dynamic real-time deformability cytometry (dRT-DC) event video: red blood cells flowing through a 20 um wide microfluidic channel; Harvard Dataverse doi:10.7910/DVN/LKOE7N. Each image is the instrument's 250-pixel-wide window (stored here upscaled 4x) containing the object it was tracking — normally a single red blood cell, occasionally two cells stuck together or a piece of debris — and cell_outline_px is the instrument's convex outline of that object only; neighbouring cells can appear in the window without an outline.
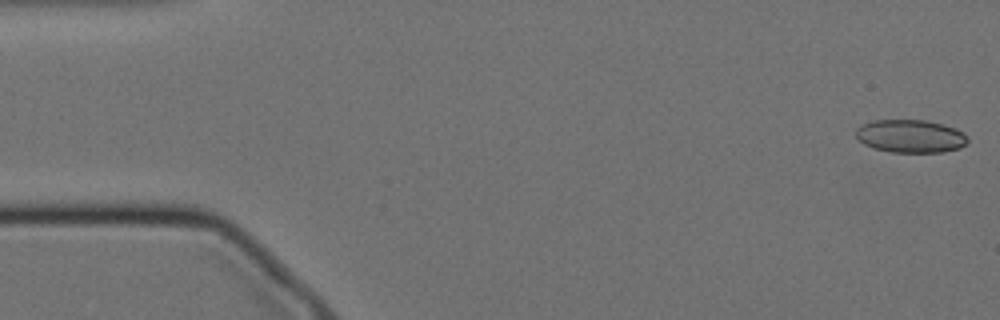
{"species": "Egyptian fruit bat (a non-hibernating species)", "species_latin": "Rousettus aegyptiacus", "temperature_condition": "cold", "stored_images_in_passage": 57, "camera_frame_rate_fps": 3000, "um_per_image_px": 0.085, "animal": {"sex": "female"}, "frame": {"image": 1, "passage_image": 1, "time_ms": 0.0, "image_size_px": [1000, 320], "cell_outline_px": [[968, 140], [960, 148], [944, 152], [892, 152], [872, 148], [864, 144], [856, 136], [856, 128], [860, 124], [872, 120], [924, 120], [956, 128], [964, 132], [968, 136]], "centroid_in_image_um": [77.38, 11.57], "position_along_channel_um": 7.6, "area_um2": 21.62}}
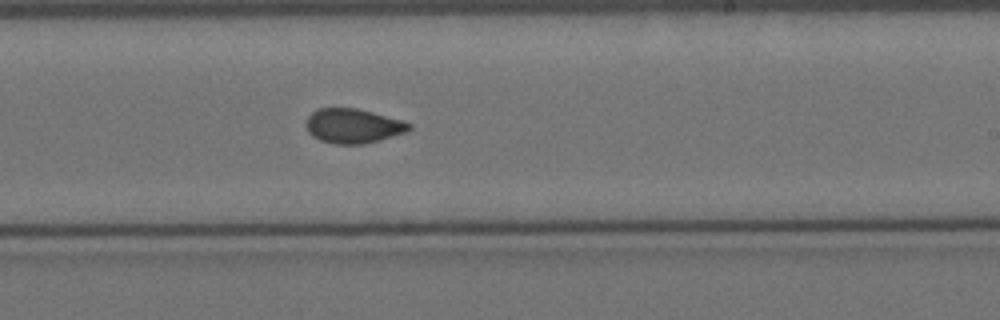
{"frame": {"image": 2, "passage_image": 33, "time_ms": 10.667, "image_size_px": [1000, 320], "cell_outline_px": [[412, 128], [408, 132], [380, 140], [364, 144], [332, 144], [320, 140], [312, 136], [308, 132], [304, 124], [308, 116], [316, 108], [356, 108], [404, 120], [412, 124]], "centroid_in_image_um": [30.02, 10.71], "position_along_channel_um": 259.0, "area_um2": 21.1}}
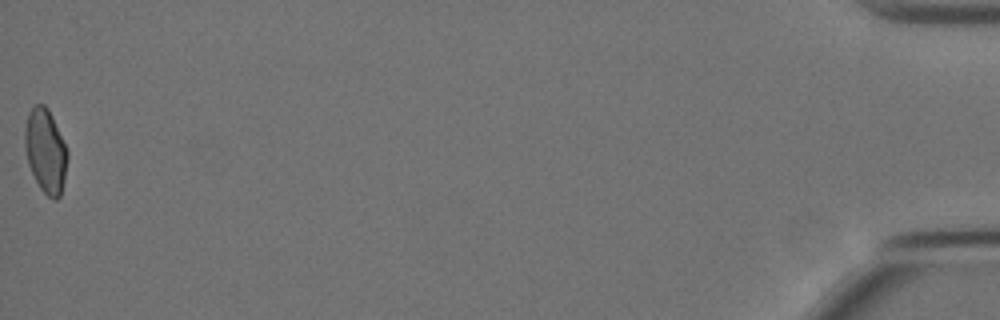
{"frame": {"image": 3, "passage_image": 57, "time_ms": 18.667, "image_size_px": [1000, 320], "cell_outline_px": [[68, 156], [64, 180], [60, 196], [56, 200], [52, 200], [40, 188], [28, 164], [24, 148], [24, 128], [28, 112], [36, 104], [44, 104], [48, 108], [52, 116], [68, 152]], "centroid_in_image_um": [3.85, 12.82], "position_along_channel_um": 431.3, "area_um2": 20.87}, "authors_computed_cell_mechanics": {"area_um2": 21.1548, "velocity_mm_per_s": 3.489, "shape_relaxation_time_tau1_ms": null, "shape_relaxation_time_tau2_ms": 1.4222, "deformation_change_tau1": null, "deformation_change_tau2": 0.0675}}